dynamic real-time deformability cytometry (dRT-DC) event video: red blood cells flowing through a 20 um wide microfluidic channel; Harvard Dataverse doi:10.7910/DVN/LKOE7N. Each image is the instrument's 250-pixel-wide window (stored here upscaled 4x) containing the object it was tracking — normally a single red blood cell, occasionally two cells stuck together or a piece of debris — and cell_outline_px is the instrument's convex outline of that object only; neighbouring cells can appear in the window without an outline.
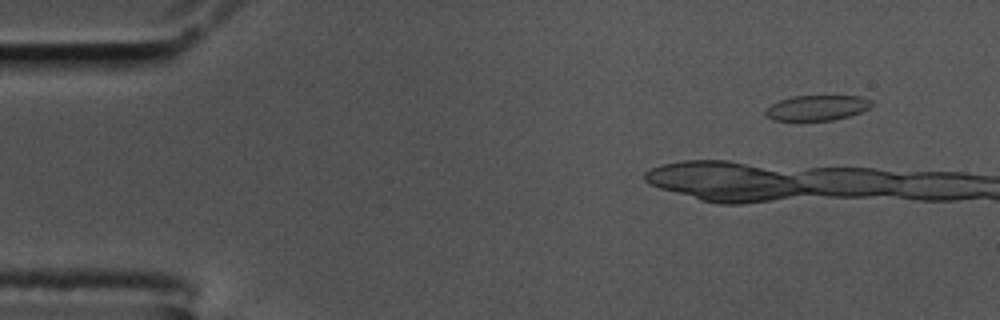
{"species": "common noctule bat (a hibernating species)", "species_latin": "Nyctalus noctula", "temperature_condition": "cold", "stored_images_in_passage": 11, "camera_frame_rate_fps": 3000, "um_per_image_px": 0.085, "animal": {"sex": "male", "body_mass_g": 17.5, "forearm_length_mm": 52.3}, "frame": {"image": 1, "passage_image": 5, "time_ms": 1.333, "image_size_px": [1000, 320], "cell_outline_px": [[872, 104], [868, 108], [860, 112], [848, 116], [832, 120], [772, 120], [764, 112], [764, 108], [780, 100], [792, 96], [860, 96], [872, 100]], "centroid_in_image_um": [69.42, 9.16], "position_along_channel_um": 15.6, "area_um2": 15.49}}